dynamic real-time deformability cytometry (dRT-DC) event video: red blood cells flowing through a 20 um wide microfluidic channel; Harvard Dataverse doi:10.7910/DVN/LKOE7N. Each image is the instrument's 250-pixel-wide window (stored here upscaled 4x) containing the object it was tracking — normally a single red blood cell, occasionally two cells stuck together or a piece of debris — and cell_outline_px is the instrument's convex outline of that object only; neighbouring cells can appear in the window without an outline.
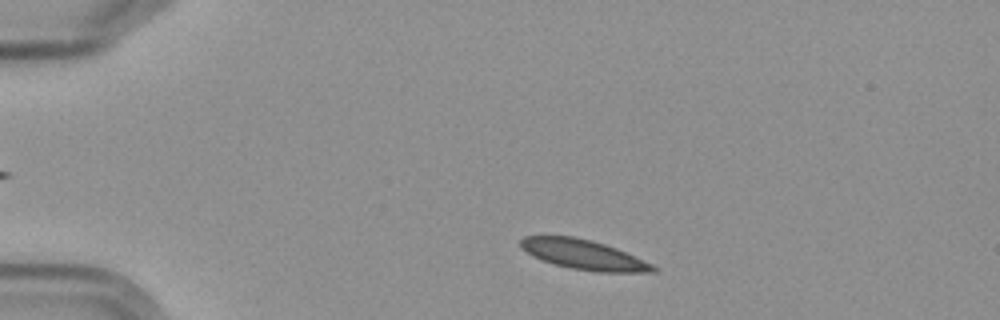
{"species": "Egyptian fruit bat (a non-hibernating species)", "species_latin": "Rousettus aegyptiacus", "temperature_condition": "cold", "stored_images_in_passage": 4, "camera_frame_rate_fps": 3000, "um_per_image_px": 0.085, "frame": {"image": 1, "passage_image": 1, "time_ms": 0.0, "image_size_px": [1000, 320], "cell_outline_px": [[656, 272], [596, 272], [572, 268], [552, 264], [520, 248], [520, 240], [524, 236], [572, 236], [592, 240], [616, 248], [652, 264], [656, 268]], "centroid_in_image_um": [49.6, 21.64], "position_along_channel_um": 35.4, "area_um2": 22.66}}
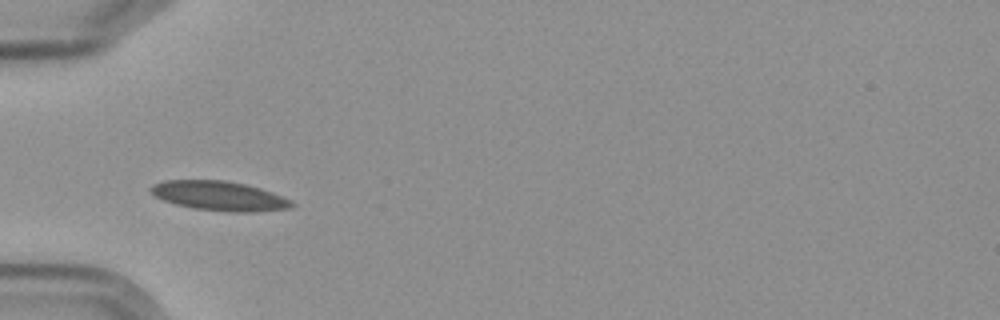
{"frame": {"image": 2, "passage_image": 3, "time_ms": 2.333, "image_size_px": [1000, 320], "cell_outline_px": [[296, 204], [288, 208], [252, 212], [228, 212], [192, 208], [176, 204], [164, 200], [156, 196], [148, 188], [152, 184], [164, 180], [224, 180], [244, 184], [260, 188], [272, 192], [292, 200]], "centroid_in_image_um": [18.64, 16.65], "position_along_channel_um": 66.4, "area_um2": 24.16}}
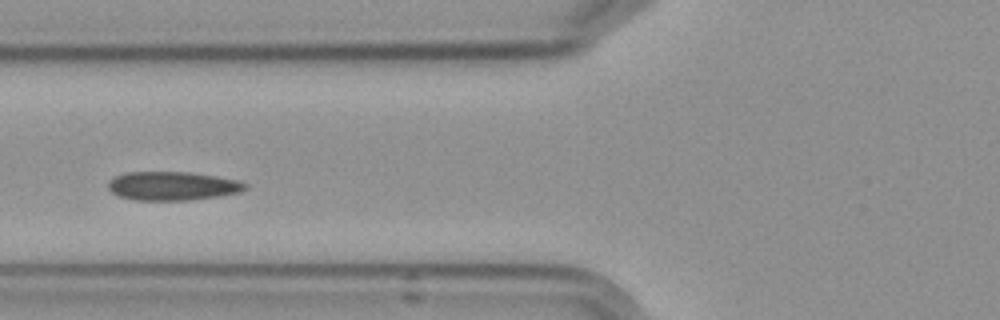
{"frame": {"image": 3, "passage_image": 4, "time_ms": 3.667, "image_size_px": [1000, 320], "cell_outline_px": [[248, 188], [240, 192], [216, 196], [188, 200], [132, 200], [120, 196], [112, 192], [108, 188], [108, 180], [124, 172], [188, 172], [216, 176], [236, 180], [248, 184]], "centroid_in_image_um": [14.64, 15.8], "position_along_channel_um": 111.2, "area_um2": 22.89}}